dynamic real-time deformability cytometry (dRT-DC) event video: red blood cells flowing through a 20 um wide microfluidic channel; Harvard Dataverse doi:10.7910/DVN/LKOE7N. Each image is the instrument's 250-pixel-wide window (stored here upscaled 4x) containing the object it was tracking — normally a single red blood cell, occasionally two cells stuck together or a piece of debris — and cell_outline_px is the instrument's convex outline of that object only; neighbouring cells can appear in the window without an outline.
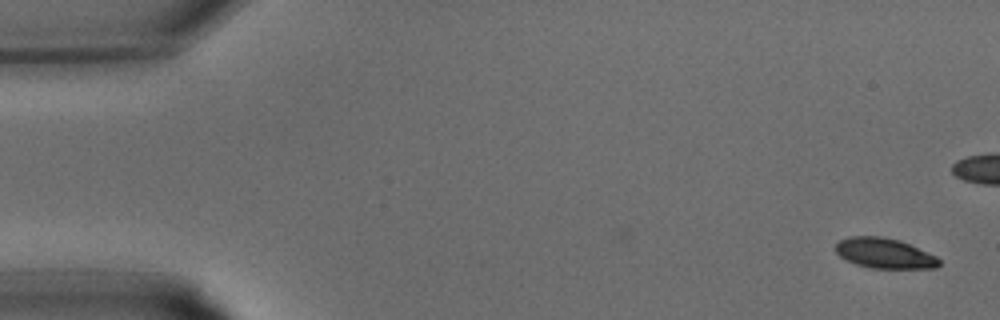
{"species": "common noctule bat (a hibernating species)", "species_latin": "Nyctalus noctula", "temperature_condition": "warm", "stored_images_in_passage": 13, "camera_frame_rate_fps": 3000, "um_per_image_px": 0.085, "animal": {"sex": "male", "body_mass_g": 15.6}, "frame": {"image": 1, "passage_image": 1, "time_ms": 0.0, "image_size_px": [1000, 320], "cell_outline_px": [[940, 264], [936, 268], [868, 268], [856, 264], [840, 256], [836, 252], [836, 244], [840, 240], [848, 236], [880, 236], [900, 240], [936, 256], [940, 260]], "centroid_in_image_um": [75.18, 21.52], "position_along_channel_um": 9.8, "area_um2": 18.15}}
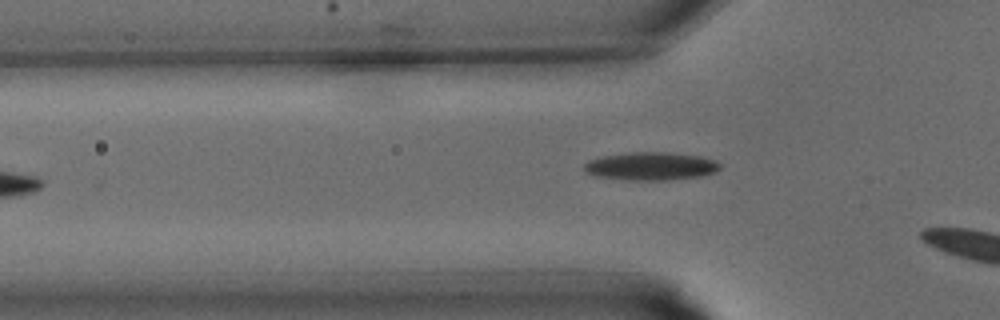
{"frame": {"image": 2, "passage_image": 13, "time_ms": 4.0, "image_size_px": [1000, 320], "cell_outline_px": [[720, 168], [716, 172], [700, 176], [664, 180], [624, 180], [596, 176], [584, 172], [584, 164], [588, 160], [604, 156], [632, 152], [668, 152], [700, 156], [716, 160], [720, 164]], "centroid_in_image_um": [55.32, 14.12], "position_along_channel_um": 70.5, "area_um2": 22.25}}